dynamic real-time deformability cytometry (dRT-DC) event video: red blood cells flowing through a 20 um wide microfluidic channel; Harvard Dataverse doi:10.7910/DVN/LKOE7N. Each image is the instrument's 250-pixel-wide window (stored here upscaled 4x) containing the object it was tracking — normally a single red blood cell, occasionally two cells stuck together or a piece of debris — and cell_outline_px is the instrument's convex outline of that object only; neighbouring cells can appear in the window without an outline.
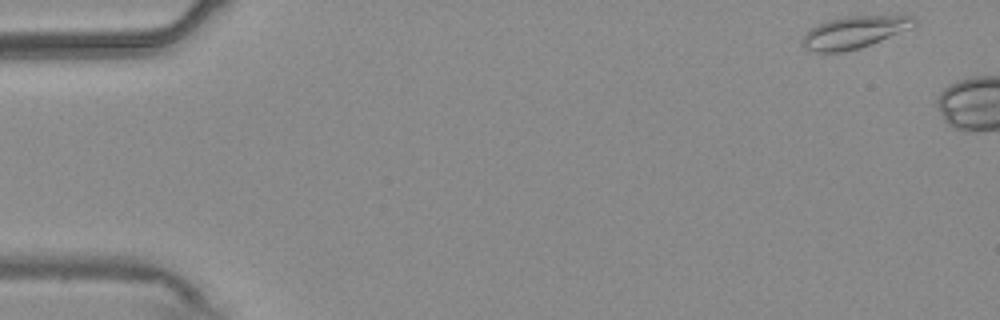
{"species": "common noctule bat (a hibernating species)", "species_latin": "Nyctalus noctula", "temperature_condition": "warm", "stored_images_in_passage": 4, "camera_frame_rate_fps": 3000, "um_per_image_px": 0.085, "animal": {"sex": "male", "body_mass_g": 20.4}, "frame": {"image": 1, "passage_image": 1, "time_ms": 0.0, "image_size_px": [1000, 320], "cell_outline_px": [[916, 24], [912, 28], [860, 48], [840, 52], [812, 52], [804, 48], [800, 44], [800, 40], [808, 28], [828, 20], [848, 16], [904, 12], [912, 16], [916, 20]], "centroid_in_image_um": [72.66, 2.69], "position_along_channel_um": 12.3, "area_um2": 21.96}}